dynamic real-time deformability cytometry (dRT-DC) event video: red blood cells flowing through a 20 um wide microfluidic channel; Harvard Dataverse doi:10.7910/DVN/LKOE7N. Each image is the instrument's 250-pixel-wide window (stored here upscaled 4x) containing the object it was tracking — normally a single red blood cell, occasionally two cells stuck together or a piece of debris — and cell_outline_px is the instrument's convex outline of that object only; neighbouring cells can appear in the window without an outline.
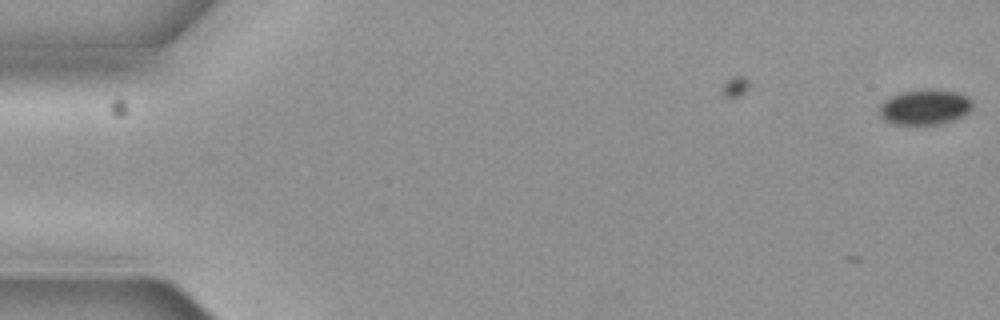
{"species": "common noctule bat (a hibernating species)", "species_latin": "Nyctalus noctula", "temperature_condition": "cold", "stored_images_in_passage": 2, "camera_frame_rate_fps": 3000, "um_per_image_px": 0.085, "animal": {"sex": "female", "body_mass_g": 19.3, "forearm_length_mm": 54.1}, "frame": {"image": 1, "passage_image": 2, "time_ms": 0.333, "image_size_px": [1000, 320], "cell_outline_px": [[972, 108], [964, 116], [940, 124], [892, 124], [884, 120], [880, 116], [880, 104], [884, 100], [900, 92], [960, 92], [968, 96], [972, 100]], "centroid_in_image_um": [78.62, 9.15], "position_along_channel_um": 6.4, "area_um2": 18.55}}